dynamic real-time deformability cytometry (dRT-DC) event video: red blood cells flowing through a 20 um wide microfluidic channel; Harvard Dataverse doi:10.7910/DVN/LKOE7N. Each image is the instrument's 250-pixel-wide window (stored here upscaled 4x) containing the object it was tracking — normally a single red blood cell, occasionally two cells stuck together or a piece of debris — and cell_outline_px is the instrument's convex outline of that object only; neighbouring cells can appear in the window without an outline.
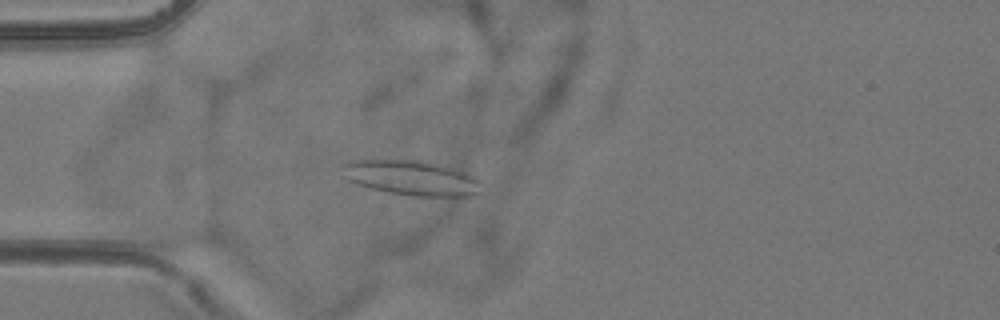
{"species": "common noctule bat (a hibernating species)", "species_latin": "Nyctalus noctula", "temperature_condition": "room temperature", "stored_images_in_passage": 55, "camera_frame_rate_fps": 3000, "um_per_image_px": 0.085, "animal": {"sex": "female", "body_mass_g": 24.6, "forearm_length_mm": 56.2}, "frame": {"image": 1, "passage_image": 16, "time_ms": 5.0, "image_size_px": [1000, 320], "cell_outline_px": [[480, 192], [476, 196], [412, 196], [388, 192], [356, 184], [348, 180], [344, 176], [340, 164], [352, 160], [424, 160], [468, 172], [476, 180]], "centroid_in_image_um": [34.93, 15.11], "position_along_channel_um": 50.1, "area_um2": 28.32}}
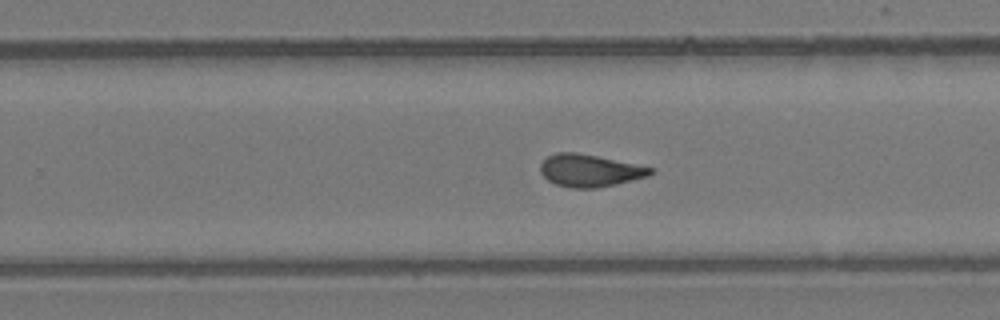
{"frame": {"image": 2, "passage_image": 35, "time_ms": 11.333, "image_size_px": [1000, 320], "cell_outline_px": [[656, 172], [648, 176], [616, 184], [596, 188], [572, 188], [556, 184], [548, 180], [540, 172], [540, 164], [548, 156], [556, 152], [576, 152], [596, 156], [652, 168]], "centroid_in_image_um": [50.1, 14.5], "position_along_channel_um": 279.7, "area_um2": 20.52}}
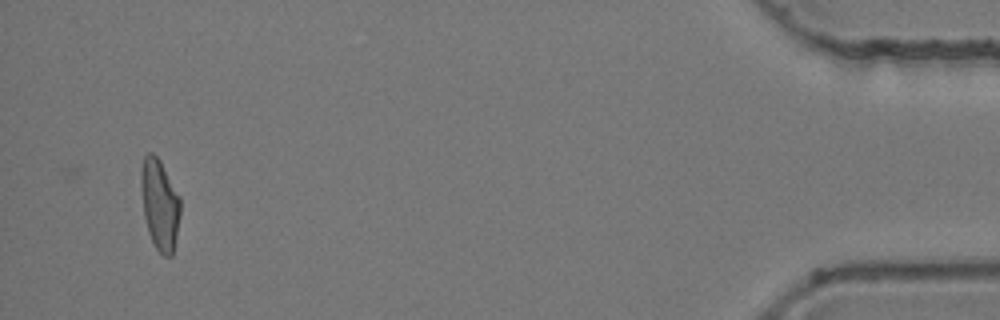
{"frame": {"image": 3, "passage_image": 53, "time_ms": 17.333, "image_size_px": [1000, 320], "cell_outline_px": [[180, 216], [172, 256], [164, 256], [156, 248], [148, 232], [144, 216], [140, 184], [140, 172], [144, 156], [148, 152], [152, 152], [160, 160], [180, 196]], "centroid_in_image_um": [13.57, 17.35], "position_along_channel_um": 421.6, "area_um2": 20.81}}